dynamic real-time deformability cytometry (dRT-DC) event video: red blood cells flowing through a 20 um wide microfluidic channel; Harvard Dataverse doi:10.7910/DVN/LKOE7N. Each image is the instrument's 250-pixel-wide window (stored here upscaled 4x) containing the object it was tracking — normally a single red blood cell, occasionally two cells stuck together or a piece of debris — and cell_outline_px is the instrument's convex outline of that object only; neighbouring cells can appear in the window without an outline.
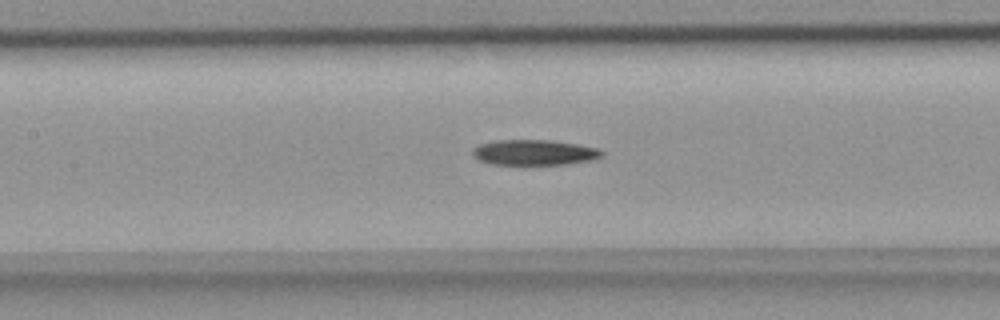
{"species": "common noctule bat (a hibernating species)", "species_latin": "Nyctalus noctula", "temperature_condition": "room temperature", "stored_images_in_passage": 41, "camera_frame_rate_fps": 3000, "um_per_image_px": 0.085, "animal": {"sex": "female", "body_mass_g": 18.4}, "frame": {"image": 1, "passage_image": 13, "time_ms": 4.0, "image_size_px": [1000, 320], "cell_outline_px": [[604, 156], [596, 160], [568, 164], [520, 168], [492, 164], [476, 160], [472, 156], [472, 148], [480, 144], [492, 140], [548, 140], [576, 144], [600, 148], [604, 152]], "centroid_in_image_um": [45.39, 13.02], "position_along_channel_um": 162.0, "area_um2": 20.58}}
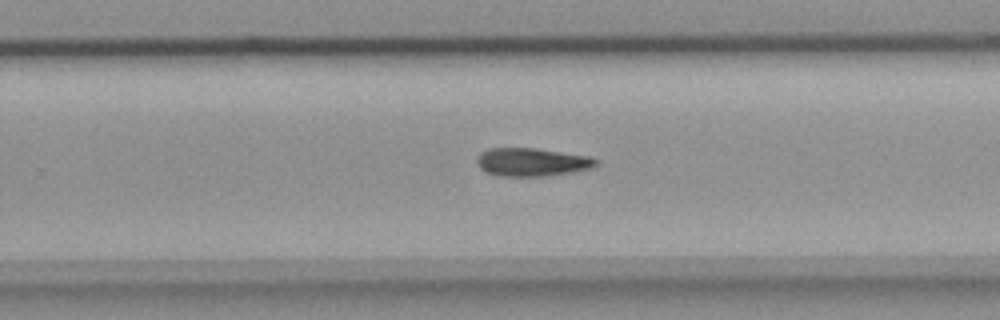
{"frame": {"image": 2, "passage_image": 22, "time_ms": 7.0, "image_size_px": [1000, 320], "cell_outline_px": [[596, 164], [592, 168], [572, 172], [544, 176], [500, 176], [484, 172], [476, 164], [476, 160], [480, 152], [488, 148], [536, 148], [592, 156], [596, 160]], "centroid_in_image_um": [45.18, 13.77], "position_along_channel_um": 284.6, "area_um2": 19.77}}
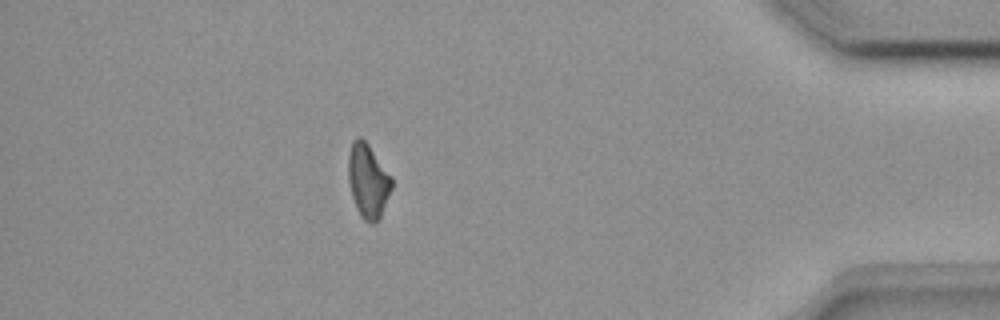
{"frame": {"image": 3, "passage_image": 34, "time_ms": 11.0, "image_size_px": [1000, 320], "cell_outline_px": [[392, 188], [380, 220], [376, 224], [372, 224], [364, 220], [360, 216], [356, 208], [352, 196], [348, 180], [348, 156], [352, 144], [360, 136], [368, 144], [392, 176]], "centroid_in_image_um": [31.3, 15.43], "position_along_channel_um": 403.9, "area_um2": 18.84}}